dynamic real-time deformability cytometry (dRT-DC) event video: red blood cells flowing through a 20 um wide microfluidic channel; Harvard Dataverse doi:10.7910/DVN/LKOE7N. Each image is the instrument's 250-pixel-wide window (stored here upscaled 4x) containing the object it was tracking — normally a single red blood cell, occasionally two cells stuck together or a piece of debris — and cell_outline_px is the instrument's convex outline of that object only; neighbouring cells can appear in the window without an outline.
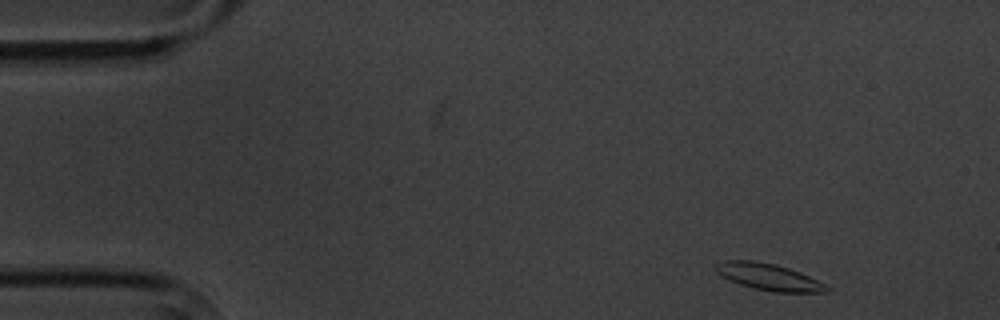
{"species": "common noctule bat (a hibernating species)", "species_latin": "Nyctalus noctula", "temperature_condition": "cold", "stored_images_in_passage": 5, "camera_frame_rate_fps": 3000, "um_per_image_px": 0.085, "animal": {"sex": "male", "body_mass_g": 20.1, "forearm_length_mm": 53.5}, "frame": {"image": 1, "passage_image": 1, "time_ms": 0.0, "image_size_px": [1000, 320], "cell_outline_px": [[832, 288], [828, 292], [772, 292], [752, 288], [728, 280], [716, 272], [716, 264], [724, 260], [756, 260], [776, 264], [800, 272]], "centroid_in_image_um": [65.32, 23.54], "position_along_channel_um": 19.7, "area_um2": 17.28}}